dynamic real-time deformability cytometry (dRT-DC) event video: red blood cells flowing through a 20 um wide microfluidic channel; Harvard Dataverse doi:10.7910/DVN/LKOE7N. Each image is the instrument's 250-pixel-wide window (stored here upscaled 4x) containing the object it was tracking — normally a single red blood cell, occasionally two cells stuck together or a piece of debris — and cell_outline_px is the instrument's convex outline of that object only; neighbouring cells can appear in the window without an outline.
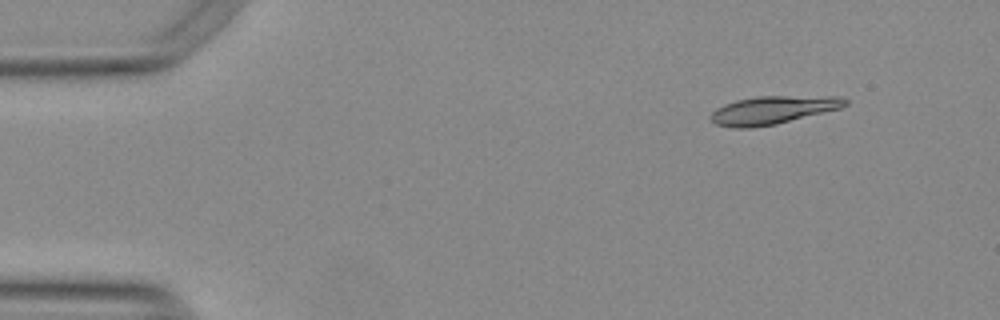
{"species": "Egyptian fruit bat (a non-hibernating species)", "species_latin": "Rousettus aegyptiacus", "temperature_condition": "warm", "stored_images_in_passage": 49, "camera_frame_rate_fps": 3000, "um_per_image_px": 0.085, "animal": {"sex": "female"}, "frame": {"image": 1, "passage_image": 1, "time_ms": 0.0, "image_size_px": [1000, 320], "cell_outline_px": [[848, 104], [840, 108], [776, 124], [752, 128], [732, 128], [716, 124], [708, 116], [716, 108], [724, 104], [736, 100], [756, 96], [840, 96], [848, 100]], "centroid_in_image_um": [65.67, 9.35], "position_along_channel_um": 19.3, "area_um2": 22.08}}
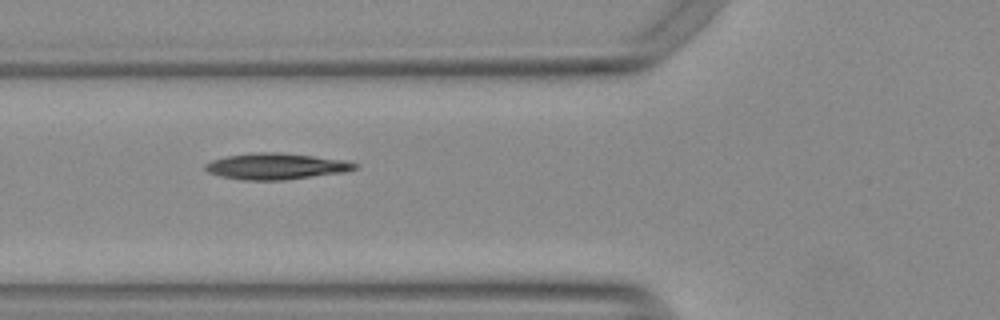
{"frame": {"image": 2, "passage_image": 15, "time_ms": 4.667, "image_size_px": [1000, 320], "cell_outline_px": [[360, 164], [356, 168], [344, 172], [284, 180], [244, 180], [220, 176], [208, 172], [204, 168], [204, 164], [212, 160], [224, 156], [252, 152], [280, 152], [348, 160]], "centroid_in_image_um": [23.46, 14.12], "position_along_channel_um": 102.3, "area_um2": 23.06}}
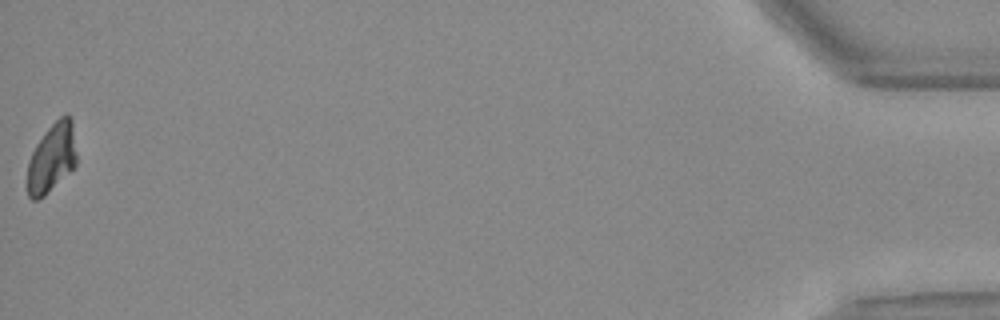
{"frame": {"image": 3, "passage_image": 49, "time_ms": 16.0, "image_size_px": [1000, 320], "cell_outline_px": [[76, 164], [44, 196], [36, 200], [32, 200], [28, 196], [28, 160], [36, 144], [44, 132], [60, 116], [68, 112], [72, 120], [76, 152]], "centroid_in_image_um": [4.4, 13.38], "position_along_channel_um": 430.8, "area_um2": 19.59}, "authors_computed_cell_mechanics": {"area_um2": 21.5016, "velocity_mm_per_s": 3.7738, "shape_relaxation_time_tau1_ms": 9.5243, "shape_relaxation_time_tau2_ms": null, "deformation_change_tau1": 0.2658, "deformation_change_tau2": null}}